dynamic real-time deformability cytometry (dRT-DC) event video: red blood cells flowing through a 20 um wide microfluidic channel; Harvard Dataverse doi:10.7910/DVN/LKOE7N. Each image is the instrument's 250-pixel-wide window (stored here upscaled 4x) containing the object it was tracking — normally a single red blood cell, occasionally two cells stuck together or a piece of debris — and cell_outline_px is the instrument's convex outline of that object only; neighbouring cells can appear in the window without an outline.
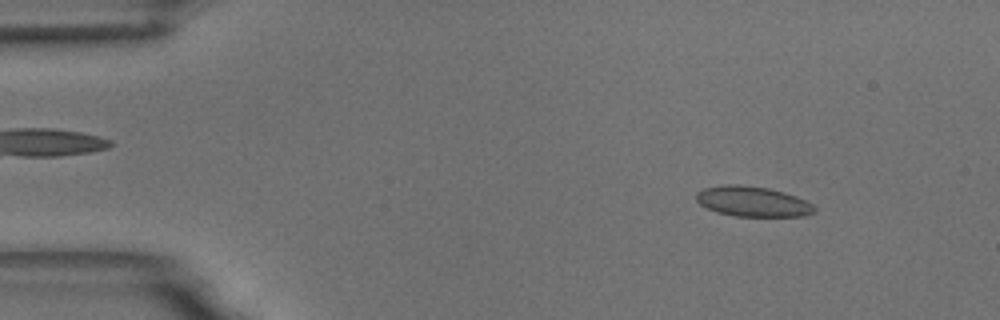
{"species": "common noctule bat (a hibernating species)", "species_latin": "Nyctalus noctula", "temperature_condition": "room temperature", "stored_images_in_passage": 51, "camera_frame_rate_fps": 3000, "um_per_image_px": 0.085, "animal": {"sex": "male", "body_mass_g": 18.8}, "frame": {"image": 1, "passage_image": 2, "time_ms": 0.333, "image_size_px": [1000, 320], "cell_outline_px": [[816, 208], [812, 212], [804, 216], [736, 216], [716, 212], [700, 204], [696, 200], [696, 192], [704, 188], [724, 184], [740, 184], [768, 188], [784, 192], [796, 196], [812, 204]], "centroid_in_image_um": [63.94, 17.12], "position_along_channel_um": 21.1, "area_um2": 20.75}}
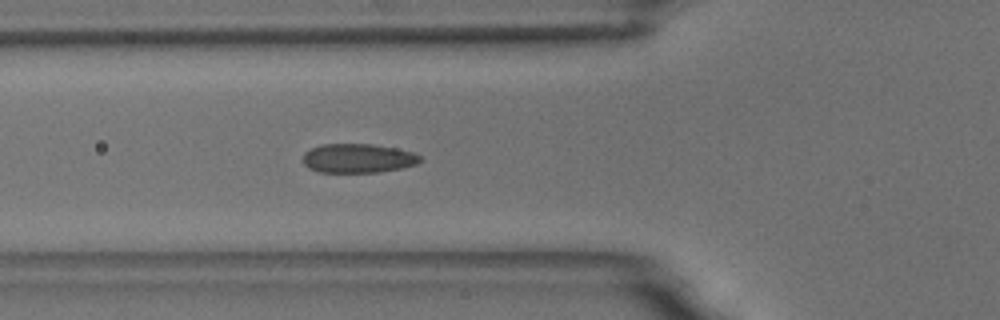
{"frame": {"image": 2, "passage_image": 15, "time_ms": 4.667, "image_size_px": [1000, 320], "cell_outline_px": [[424, 160], [416, 164], [400, 168], [380, 172], [320, 172], [308, 168], [304, 164], [304, 152], [312, 148], [324, 144], [372, 144], [396, 148], [412, 152], [420, 156]], "centroid_in_image_um": [30.44, 13.45], "position_along_channel_um": 95.4, "area_um2": 19.83}}
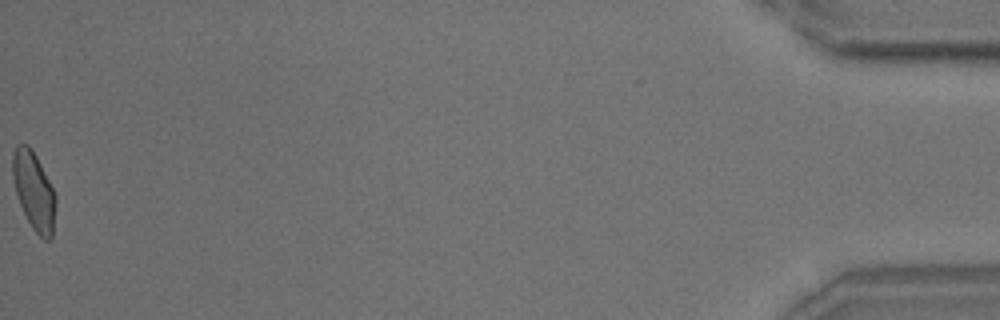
{"frame": {"image": 3, "passage_image": 51, "time_ms": 16.667, "image_size_px": [1000, 320], "cell_outline_px": [[56, 204], [52, 236], [48, 240], [44, 240], [32, 228], [20, 204], [16, 192], [12, 176], [12, 156], [16, 144], [28, 144], [36, 156], [56, 196]], "centroid_in_image_um": [2.87, 16.22], "position_along_channel_um": 432.3, "area_um2": 19.31}, "authors_computed_cell_mechanics": {"area_um2": 19.8832, "velocity_mm_per_s": 3.6293, "shape_relaxation_time_tau1_ms": 5.192, "shape_relaxation_time_tau2_ms": 0.846, "deformation_change_tau1": 0.128, "deformation_change_tau2": 0.0479}}